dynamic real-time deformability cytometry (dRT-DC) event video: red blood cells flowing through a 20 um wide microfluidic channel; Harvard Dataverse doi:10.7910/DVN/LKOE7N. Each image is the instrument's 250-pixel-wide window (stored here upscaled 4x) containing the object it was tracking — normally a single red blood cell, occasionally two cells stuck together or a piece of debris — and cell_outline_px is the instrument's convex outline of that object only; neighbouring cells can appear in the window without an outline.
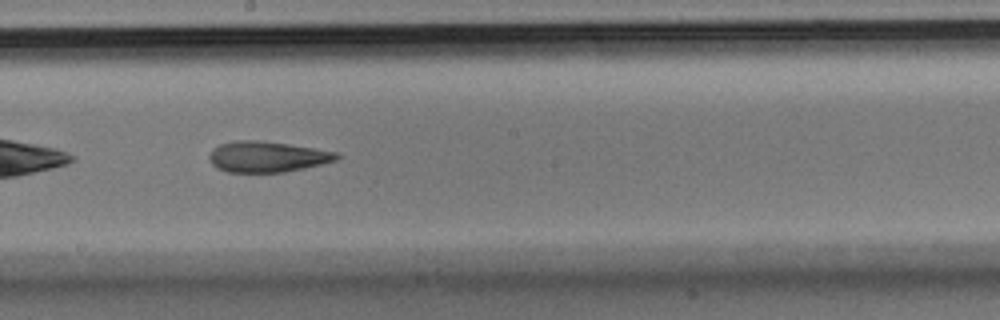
{"species": "Egyptian fruit bat (a non-hibernating species)", "species_latin": "Rousettus aegyptiacus", "temperature_condition": "room temperature", "stored_images_in_passage": 29, "camera_frame_rate_fps": 3000, "um_per_image_px": 0.085, "animal": {"sex": "male"}, "frame": {"image": 1, "passage_image": 13, "time_ms": 4.0, "image_size_px": [1000, 320], "cell_outline_px": [[340, 156], [336, 160], [304, 168], [284, 172], [228, 172], [216, 168], [212, 164], [208, 156], [220, 144], [236, 140], [260, 140], [316, 148], [340, 152]], "centroid_in_image_um": [22.73, 13.32], "position_along_channel_um": 225.5, "area_um2": 22.83}}